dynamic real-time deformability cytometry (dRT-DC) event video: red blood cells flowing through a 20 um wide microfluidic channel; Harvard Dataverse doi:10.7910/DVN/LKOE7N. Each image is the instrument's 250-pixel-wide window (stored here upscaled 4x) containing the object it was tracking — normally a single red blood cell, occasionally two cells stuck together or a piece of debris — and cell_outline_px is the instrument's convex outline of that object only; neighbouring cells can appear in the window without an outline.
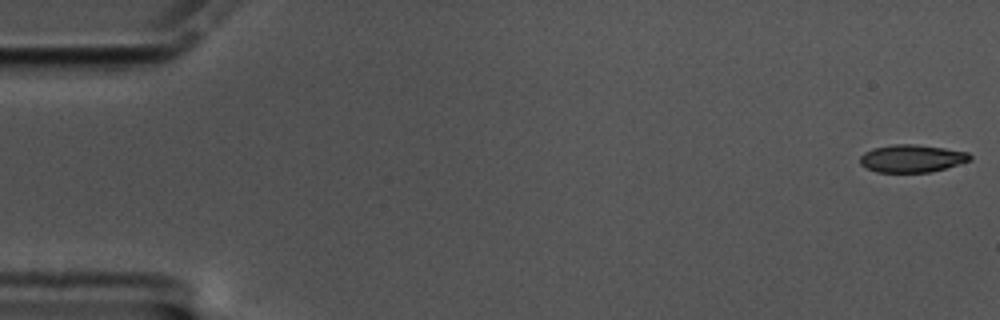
{"species": "common noctule bat (a hibernating species)", "species_latin": "Nyctalus noctula", "temperature_condition": "cold", "stored_images_in_passage": 59, "camera_frame_rate_fps": 3000, "um_per_image_px": 0.085, "animal": {"sex": "male", "body_mass_g": 17.5, "forearm_length_mm": 52.3}, "frame": {"image": 1, "passage_image": 1, "time_ms": 0.0, "image_size_px": [1000, 320], "cell_outline_px": [[972, 160], [932, 172], [876, 172], [860, 164], [860, 156], [864, 152], [872, 148], [892, 144], [912, 144], [944, 148], [968, 152], [972, 156]], "centroid_in_image_um": [77.51, 13.46], "position_along_channel_um": 7.5, "area_um2": 17.74}}
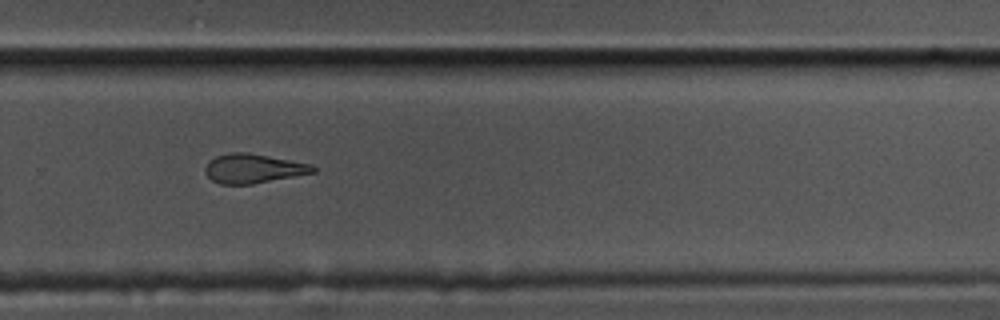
{"frame": {"image": 2, "passage_image": 40, "time_ms": 13.0, "image_size_px": [1000, 320], "cell_outline_px": [[316, 172], [252, 184], [220, 184], [212, 180], [204, 172], [204, 168], [208, 160], [216, 156], [228, 152], [248, 152], [312, 164], [316, 168]], "centroid_in_image_um": [21.5, 14.31], "position_along_channel_um": 308.3, "area_um2": 18.5}}
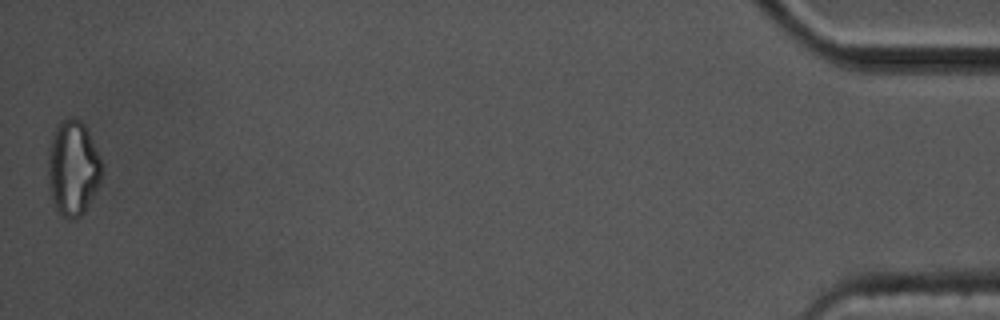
{"frame": {"image": 3, "passage_image": 59, "time_ms": 19.333, "image_size_px": [1000, 320], "cell_outline_px": [[100, 184], [84, 212], [80, 216], [72, 220], [68, 220], [56, 208], [52, 200], [48, 180], [48, 148], [52, 136], [60, 120], [72, 116], [80, 120], [84, 124], [100, 156]], "centroid_in_image_um": [6.18, 14.27], "position_along_channel_um": 429.0, "area_um2": 29.71}, "authors_computed_cell_mechanics": {"area_um2": 19.1896, "velocity_mm_per_s": 3.3846, "shape_relaxation_time_tau1_ms": 9.1725, "shape_relaxation_time_tau2_ms": 3.4684, "deformation_change_tau1": 0.2057, "deformation_change_tau2": 0.1123}}